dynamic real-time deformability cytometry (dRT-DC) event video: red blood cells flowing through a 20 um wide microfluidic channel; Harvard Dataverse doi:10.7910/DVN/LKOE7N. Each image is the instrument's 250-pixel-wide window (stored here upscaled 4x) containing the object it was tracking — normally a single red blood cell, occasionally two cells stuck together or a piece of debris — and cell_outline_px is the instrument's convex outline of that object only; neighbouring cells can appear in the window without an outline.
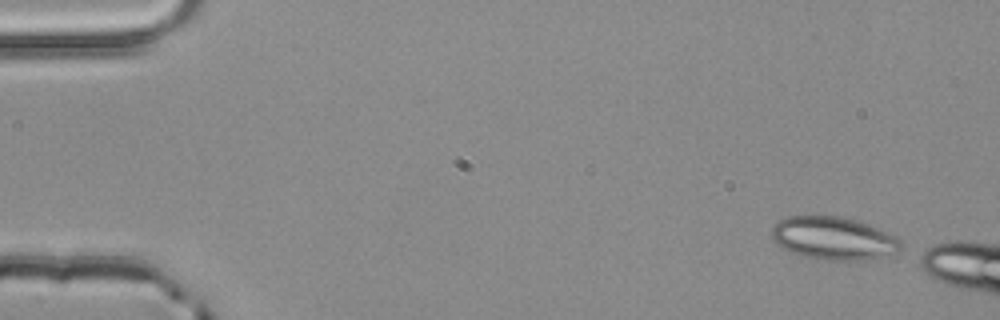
{"species": "common noctule bat (a hibernating species)", "species_latin": "Nyctalus noctula", "temperature_condition": "room temperature", "stored_images_in_passage": 3, "camera_frame_rate_fps": 3000, "um_per_image_px": 0.085, "animal": {"sex": "male", "body_mass_g": 20.4}, "frame": {"image": 1, "passage_image": 1, "time_ms": 0.0, "image_size_px": [1000, 320], "cell_outline_px": [[904, 248], [900, 252], [868, 260], [824, 260], [804, 256], [792, 252], [776, 244], [772, 240], [772, 228], [776, 220], [788, 216], [840, 216], [888, 232], [896, 236], [904, 244]], "centroid_in_image_um": [70.86, 20.27], "position_along_channel_um": 14.1, "area_um2": 32.43}}